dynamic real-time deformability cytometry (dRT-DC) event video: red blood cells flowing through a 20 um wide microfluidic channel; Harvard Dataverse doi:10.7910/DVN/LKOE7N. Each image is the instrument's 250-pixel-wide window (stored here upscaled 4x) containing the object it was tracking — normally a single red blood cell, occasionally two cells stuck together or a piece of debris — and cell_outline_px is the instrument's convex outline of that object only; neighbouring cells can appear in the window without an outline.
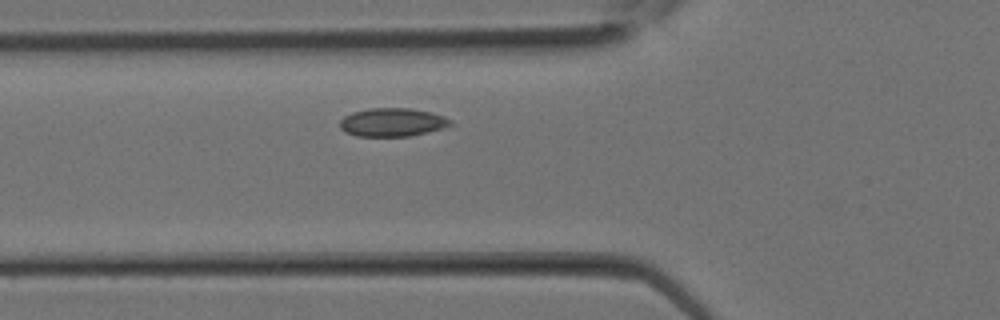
{"species": "Egyptian fruit bat (a non-hibernating species)", "species_latin": "Rousettus aegyptiacus", "temperature_condition": "room temperature", "stored_images_in_passage": 23, "camera_frame_rate_fps": 3000, "um_per_image_px": 0.085, "animal": {"sex": "female"}, "frame": {"image": 1, "passage_image": 6, "time_ms": 1.667, "image_size_px": [1000, 320], "cell_outline_px": [[452, 124], [444, 128], [428, 132], [408, 136], [356, 136], [344, 132], [340, 128], [340, 120], [344, 116], [352, 112], [368, 108], [408, 108], [432, 112], [444, 116], [452, 120]], "centroid_in_image_um": [33.34, 10.39], "position_along_channel_um": 92.5, "area_um2": 18.44}}
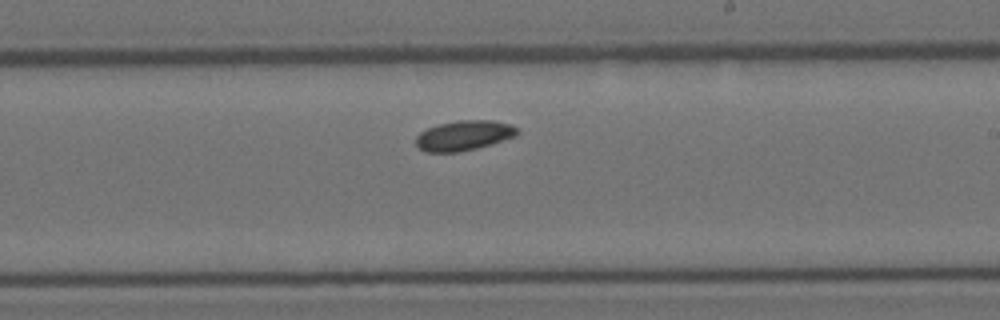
{"frame": {"image": 2, "passage_image": 13, "time_ms": 4.0, "image_size_px": [1000, 320], "cell_outline_px": [[520, 132], [516, 136], [476, 148], [460, 152], [424, 152], [416, 144], [416, 136], [420, 132], [428, 128], [440, 124], [460, 120], [492, 120], [512, 124]], "centroid_in_image_um": [39.44, 11.51], "position_along_channel_um": 249.6, "area_um2": 17.63}}
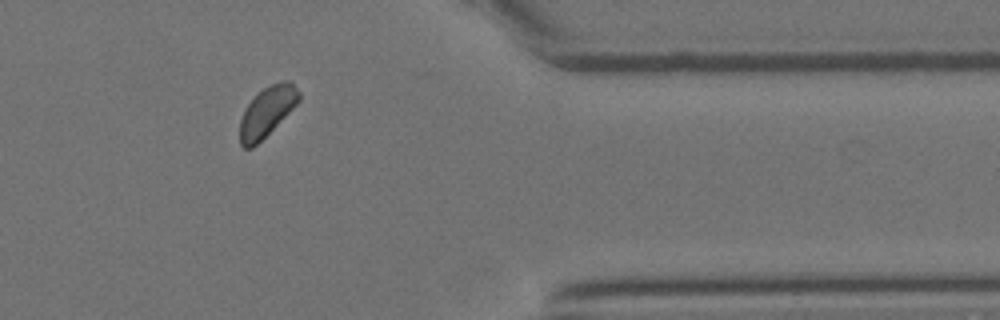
{"frame": {"image": 3, "passage_image": 20, "time_ms": 6.333, "image_size_px": [1000, 320], "cell_outline_px": [[300, 100], [252, 148], [244, 148], [240, 144], [240, 120], [244, 108], [264, 88], [272, 84], [288, 80], [292, 80], [300, 92]], "centroid_in_image_um": [22.69, 9.47], "position_along_channel_um": 388.7, "area_um2": 16.59}}